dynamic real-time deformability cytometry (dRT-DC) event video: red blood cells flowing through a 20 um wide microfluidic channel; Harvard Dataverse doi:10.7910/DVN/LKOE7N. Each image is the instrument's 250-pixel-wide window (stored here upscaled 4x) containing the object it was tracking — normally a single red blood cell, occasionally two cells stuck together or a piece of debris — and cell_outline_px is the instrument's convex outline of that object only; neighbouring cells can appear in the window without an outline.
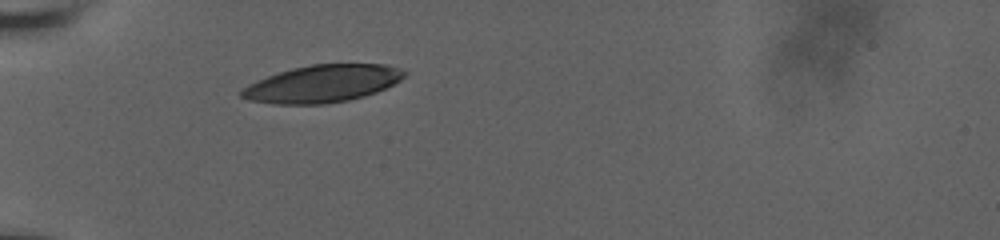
{"species": "human", "species_latin": "Homo sapiens", "temperature_condition": "room temperature", "stored_images_in_passage": 1, "camera_frame_rate_fps": 3000, "um_per_image_px": 0.085, "donor": {"sex": "male"}, "frame": {"image": 1, "passage_image": 1, "time_ms": 0.0, "image_size_px": [1000, 240], "cell_outline_px": [[408, 72], [400, 80], [376, 92], [364, 96], [348, 100], [324, 104], [272, 104], [248, 100], [240, 96], [240, 92], [248, 84], [256, 80], [292, 68], [312, 64], [384, 64], [404, 68]], "centroid_in_image_um": [27.41, 7.11], "position_along_channel_um": 57.6, "area_um2": 35.43}}